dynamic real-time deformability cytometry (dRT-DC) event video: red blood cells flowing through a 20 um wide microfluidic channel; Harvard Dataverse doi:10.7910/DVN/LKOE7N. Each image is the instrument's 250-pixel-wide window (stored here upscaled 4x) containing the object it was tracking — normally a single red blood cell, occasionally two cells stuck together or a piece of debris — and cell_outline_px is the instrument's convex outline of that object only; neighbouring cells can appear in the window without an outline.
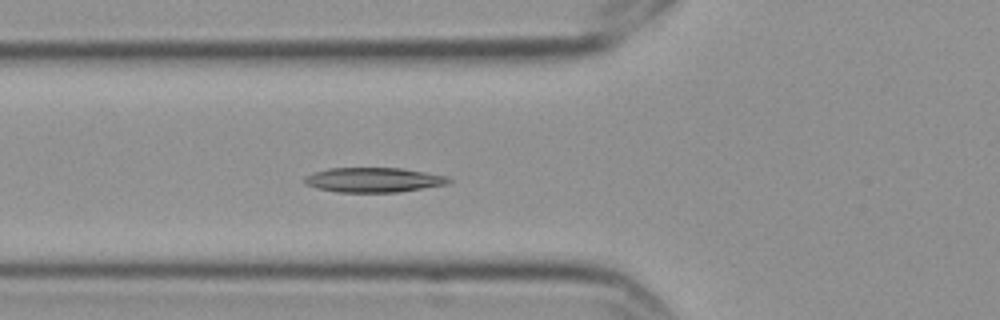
{"species": "Egyptian fruit bat (a non-hibernating species)", "species_latin": "Rousettus aegyptiacus", "temperature_condition": "cold", "stored_images_in_passage": 3, "camera_frame_rate_fps": 3000, "um_per_image_px": 0.085, "frame": {"image": 1, "passage_image": 3, "time_ms": 0.667, "image_size_px": [1000, 320], "cell_outline_px": [[452, 180], [448, 184], [400, 192], [336, 192], [316, 188], [304, 184], [304, 176], [312, 172], [328, 168], [400, 168], [448, 176]], "centroid_in_image_um": [31.72, 15.29], "position_along_channel_um": 94.1, "area_um2": 20.92}}